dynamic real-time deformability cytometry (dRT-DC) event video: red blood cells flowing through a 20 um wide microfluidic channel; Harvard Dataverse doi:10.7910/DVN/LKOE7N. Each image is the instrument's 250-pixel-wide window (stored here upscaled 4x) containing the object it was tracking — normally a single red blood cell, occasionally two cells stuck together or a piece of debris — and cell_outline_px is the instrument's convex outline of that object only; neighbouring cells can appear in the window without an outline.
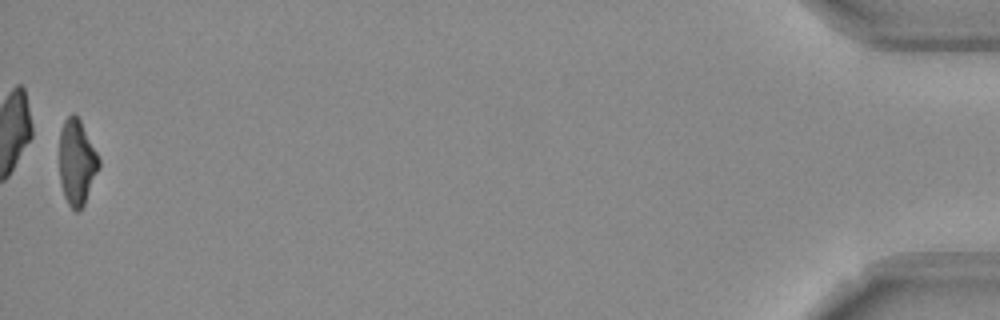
{"species": "Egyptian fruit bat (a non-hibernating species)", "species_latin": "Rousettus aegyptiacus", "temperature_condition": "room temperature", "stored_images_in_passage": 52, "camera_frame_rate_fps": 3000, "um_per_image_px": 0.085, "frame": {"image": 1, "passage_image": 52, "time_ms": 17.0, "image_size_px": [1000, 320], "cell_outline_px": [[100, 168], [84, 204], [76, 212], [68, 204], [64, 196], [60, 184], [60, 132], [64, 120], [72, 112], [80, 120], [100, 160]], "centroid_in_image_um": [6.53, 13.81], "position_along_channel_um": 428.7, "area_um2": 19.54}, "authors_computed_cell_mechanics": {"area_um2": 20.808, "velocity_mm_per_s": 3.7572, "shape_relaxation_time_tau1_ms": null, "shape_relaxation_time_tau2_ms": 4.6424, "deformation_change_tau1": null, "deformation_change_tau2": 0.1481}}